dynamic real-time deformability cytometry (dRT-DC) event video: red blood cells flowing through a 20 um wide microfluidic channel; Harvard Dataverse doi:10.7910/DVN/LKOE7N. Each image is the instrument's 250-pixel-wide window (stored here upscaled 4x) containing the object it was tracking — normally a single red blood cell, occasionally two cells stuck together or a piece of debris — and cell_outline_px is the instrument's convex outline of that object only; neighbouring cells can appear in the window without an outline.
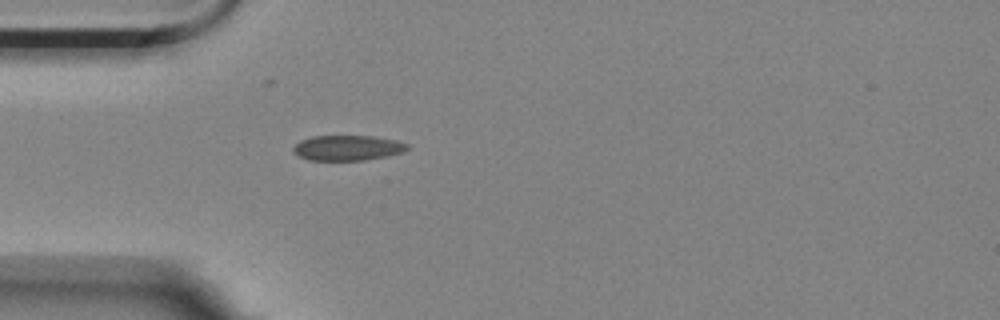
{"species": "Egyptian fruit bat (a non-hibernating species)", "species_latin": "Rousettus aegyptiacus", "temperature_condition": "room temperature", "stored_images_in_passage": 1, "camera_frame_rate_fps": 3000, "um_per_image_px": 0.085, "animal": {"sex": "female"}, "frame": {"image": 1, "passage_image": 1, "time_ms": 0.0, "image_size_px": [1000, 320], "cell_outline_px": [[408, 148], [404, 152], [388, 156], [364, 160], [308, 160], [292, 152], [292, 148], [300, 140], [312, 136], [372, 136], [396, 140], [408, 144]], "centroid_in_image_um": [29.54, 12.57], "position_along_channel_um": 55.5, "area_um2": 16.82}}